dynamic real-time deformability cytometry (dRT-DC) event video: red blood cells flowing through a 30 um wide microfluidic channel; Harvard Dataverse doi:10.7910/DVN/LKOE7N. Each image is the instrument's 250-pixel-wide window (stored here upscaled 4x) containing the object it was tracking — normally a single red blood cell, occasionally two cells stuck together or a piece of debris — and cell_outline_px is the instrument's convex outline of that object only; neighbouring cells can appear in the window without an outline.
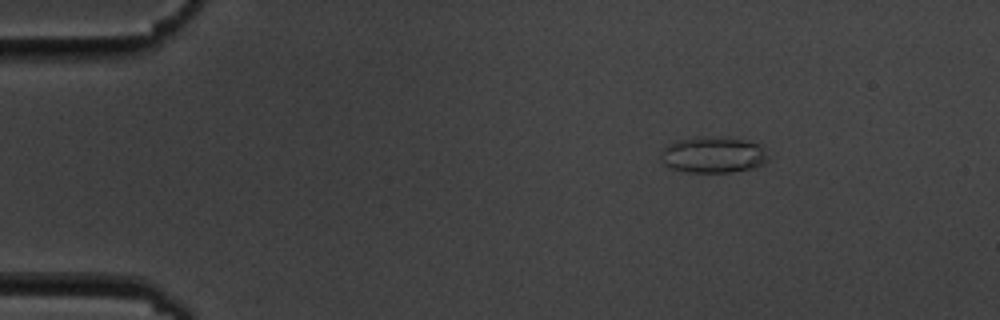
{"species": "common noctule bat (a hibernating species)", "species_latin": "Nyctalus noctula", "temperature_condition": "cold", "stored_images_in_passage": 4, "camera_frame_rate_fps": 3000, "um_per_image_px": 0.085, "animal": {"sex": "male", "body_mass_g": 19.5, "forearm_length_mm": 54.6}, "frame": {"image": 1, "passage_image": 1, "time_ms": 0.0, "image_size_px": [1000, 320], "cell_outline_px": [[768, 160], [764, 164], [752, 168], [728, 172], [688, 172], [672, 168], [664, 164], [660, 160], [660, 152], [668, 144], [676, 140], [704, 136], [744, 140], [760, 144]], "centroid_in_image_um": [60.57, 13.16], "position_along_channel_um": 24.4, "area_um2": 22.43}}
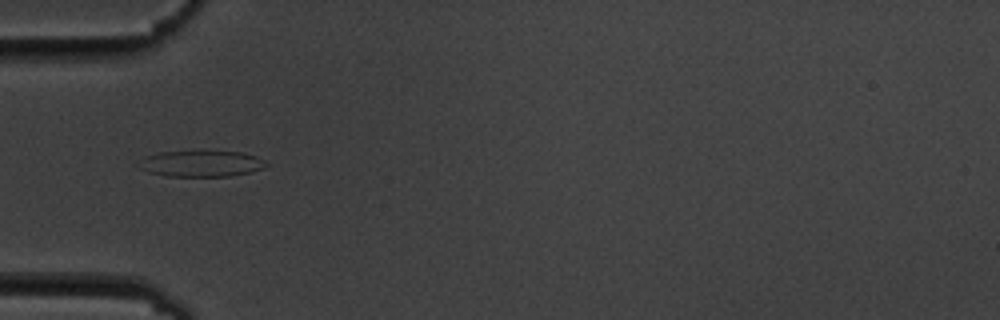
{"frame": {"image": 2, "passage_image": 4, "time_ms": 3.333, "image_size_px": [1000, 320], "cell_outline_px": [[268, 164], [264, 168], [252, 172], [228, 176], [168, 176], [148, 172], [132, 164], [144, 156], [160, 152], [240, 152], [256, 156], [264, 160]], "centroid_in_image_um": [17.04, 13.92], "position_along_channel_um": 68.0, "area_um2": 19.42}}